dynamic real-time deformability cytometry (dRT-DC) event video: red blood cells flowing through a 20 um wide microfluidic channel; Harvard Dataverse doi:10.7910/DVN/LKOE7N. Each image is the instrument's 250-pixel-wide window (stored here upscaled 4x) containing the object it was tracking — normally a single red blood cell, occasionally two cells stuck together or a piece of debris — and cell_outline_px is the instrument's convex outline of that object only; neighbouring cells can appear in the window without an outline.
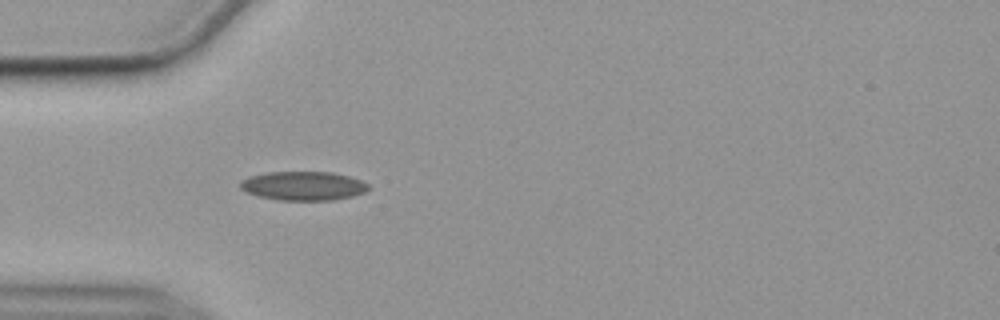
{"species": "common noctule bat (a hibernating species)", "species_latin": "Nyctalus noctula", "temperature_condition": "cold", "stored_images_in_passage": 41, "camera_frame_rate_fps": 3000, "um_per_image_px": 0.085, "animal": {"sex": "female", "body_mass_g": 19.9}, "frame": {"image": 1, "passage_image": 1, "time_ms": 0.0, "image_size_px": [1000, 320], "cell_outline_px": [[368, 188], [364, 192], [352, 196], [332, 200], [276, 200], [256, 196], [240, 188], [240, 180], [248, 176], [268, 172], [332, 172], [348, 176], [360, 180], [368, 184]], "centroid_in_image_um": [25.73, 15.8], "position_along_channel_um": 59.3, "area_um2": 21.62}}
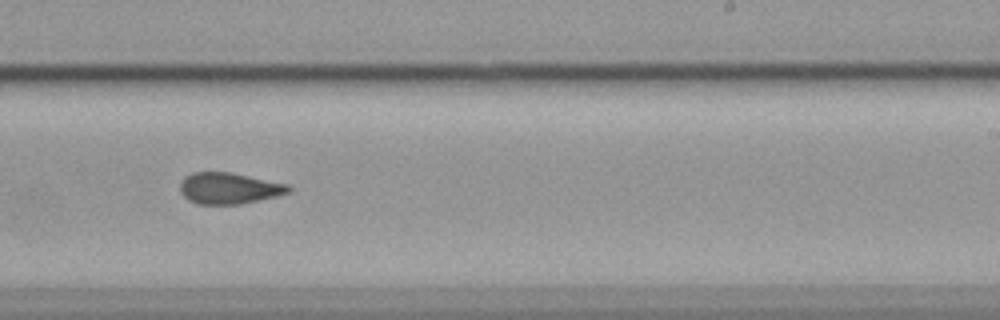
{"frame": {"image": 2, "passage_image": 19, "time_ms": 6.0, "image_size_px": [1000, 320], "cell_outline_px": [[292, 192], [276, 196], [240, 204], [196, 204], [188, 200], [180, 192], [180, 184], [184, 176], [192, 172], [232, 172], [288, 184], [292, 188]], "centroid_in_image_um": [19.46, 16.0], "position_along_channel_um": 269.5, "area_um2": 19.94}}
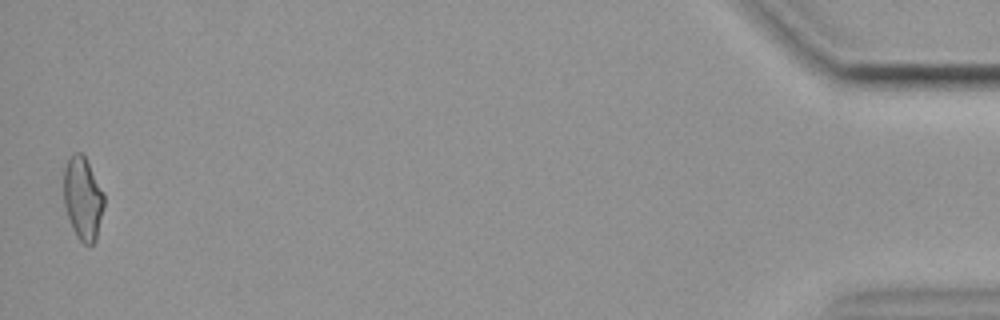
{"frame": {"image": 3, "passage_image": 40, "time_ms": 13.0, "image_size_px": [1000, 320], "cell_outline_px": [[104, 208], [96, 240], [92, 244], [84, 244], [76, 236], [72, 228], [64, 204], [64, 168], [68, 156], [72, 152], [80, 152], [84, 156], [104, 192]], "centroid_in_image_um": [7.04, 16.85], "position_along_channel_um": 428.2, "area_um2": 19.59}, "authors_computed_cell_mechanics": {"area_um2": 19.7676, "velocity_mm_per_s": 3.5652, "shape_relaxation_time_tau1_ms": null, "shape_relaxation_time_tau2_ms": 4.0387, "deformation_change_tau1": null, "deformation_change_tau2": 0.0919}}